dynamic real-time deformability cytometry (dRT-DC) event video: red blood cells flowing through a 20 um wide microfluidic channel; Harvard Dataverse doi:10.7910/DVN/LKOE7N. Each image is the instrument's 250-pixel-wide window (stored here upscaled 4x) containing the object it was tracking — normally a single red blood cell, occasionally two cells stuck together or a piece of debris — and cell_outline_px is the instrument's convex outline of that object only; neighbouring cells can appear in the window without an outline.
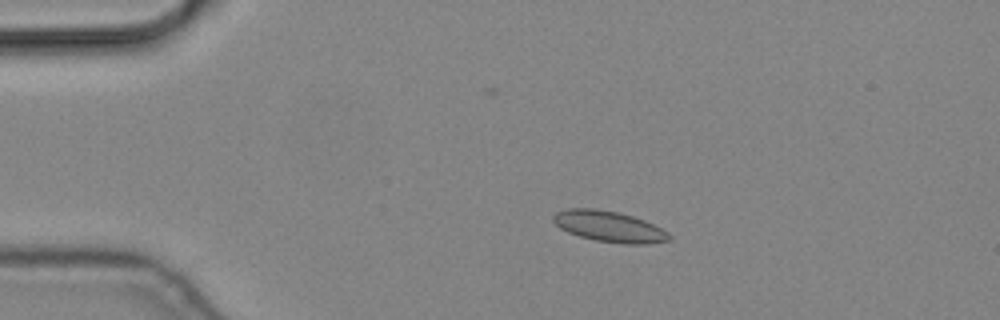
{"species": "common noctule bat (a hibernating species)", "species_latin": "Nyctalus noctula", "temperature_condition": "cold", "stored_images_in_passage": 6, "camera_frame_rate_fps": 3000, "um_per_image_px": 0.085, "animal": {"sex": "male", "body_mass_g": 19.2, "forearm_length_mm": 51.8}, "frame": {"image": 1, "passage_image": 4, "time_ms": 1.0, "image_size_px": [1000, 320], "cell_outline_px": [[672, 236], [668, 240], [648, 244], [624, 244], [596, 240], [580, 236], [568, 232], [560, 228], [552, 220], [552, 216], [556, 212], [568, 208], [596, 208], [616, 212], [632, 216], [644, 220], [668, 232]], "centroid_in_image_um": [51.76, 19.25], "position_along_channel_um": 33.2, "area_um2": 20.75}}
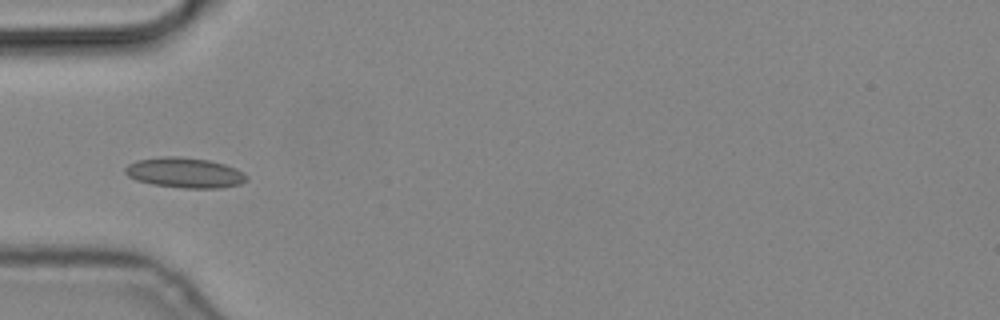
{"frame": {"image": 2, "passage_image": 6, "time_ms": 1.667, "image_size_px": [1000, 320], "cell_outline_px": [[248, 180], [240, 184], [220, 188], [184, 188], [152, 184], [136, 180], [128, 176], [124, 172], [124, 168], [128, 164], [136, 160], [160, 156], [180, 156], [208, 160], [224, 164], [236, 168], [248, 176]], "centroid_in_image_um": [15.69, 14.67], "position_along_channel_um": 69.3, "area_um2": 21.56}}